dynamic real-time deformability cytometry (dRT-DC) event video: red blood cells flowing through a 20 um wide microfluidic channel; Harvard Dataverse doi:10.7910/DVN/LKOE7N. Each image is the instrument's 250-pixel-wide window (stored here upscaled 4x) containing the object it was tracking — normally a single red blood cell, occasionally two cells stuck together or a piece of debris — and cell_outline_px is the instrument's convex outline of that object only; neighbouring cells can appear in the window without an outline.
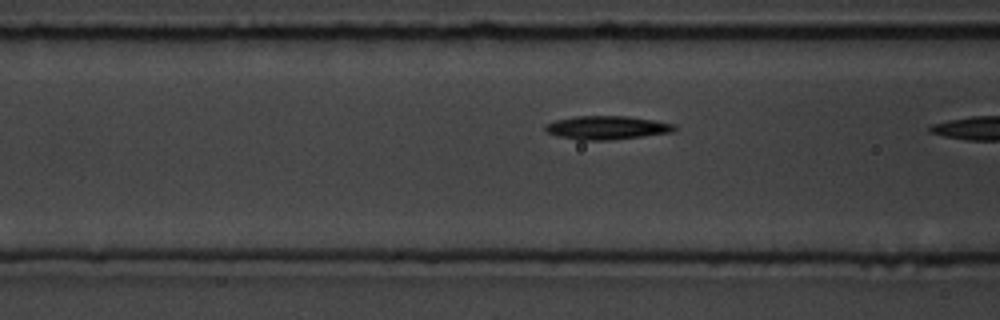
{"species": "common noctule bat (a hibernating species)", "species_latin": "Nyctalus noctula", "temperature_condition": "room temperature", "stored_images_in_passage": 18, "camera_frame_rate_fps": 3000, "um_per_image_px": 0.085, "animal": {"sex": "male", "body_mass_g": 19.5, "forearm_length_mm": 54.6}, "frame": {"image": 1, "passage_image": 17, "time_ms": 5.333, "image_size_px": [1000, 320], "cell_outline_px": [[676, 132], [612, 140], [580, 140], [560, 136], [548, 132], [544, 128], [544, 124], [556, 120], [576, 116], [628, 116], [676, 124]], "centroid_in_image_um": [51.63, 10.85], "position_along_channel_um": 115.0, "area_um2": 17.74}}